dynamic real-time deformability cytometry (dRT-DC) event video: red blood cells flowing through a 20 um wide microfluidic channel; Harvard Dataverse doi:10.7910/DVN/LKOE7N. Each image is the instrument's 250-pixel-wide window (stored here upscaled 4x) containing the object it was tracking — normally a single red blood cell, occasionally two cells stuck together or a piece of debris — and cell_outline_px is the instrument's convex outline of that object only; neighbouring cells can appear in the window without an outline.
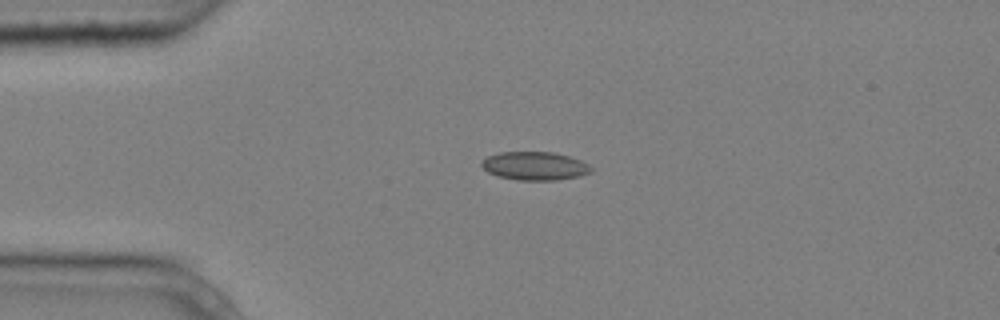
{"species": "common noctule bat (a hibernating species)", "species_latin": "Nyctalus noctula", "temperature_condition": "cold", "stored_images_in_passage": 6, "camera_frame_rate_fps": 3000, "um_per_image_px": 0.085, "animal": {"sex": "male", "body_mass_g": 20.4}, "frame": {"image": 1, "passage_image": 4, "time_ms": 1.0, "image_size_px": [1000, 320], "cell_outline_px": [[596, 168], [592, 172], [580, 176], [556, 180], [516, 180], [496, 176], [488, 172], [480, 164], [488, 156], [500, 152], [552, 152], [568, 156], [580, 160]], "centroid_in_image_um": [45.49, 14.11], "position_along_channel_um": 39.5, "area_um2": 18.21}}
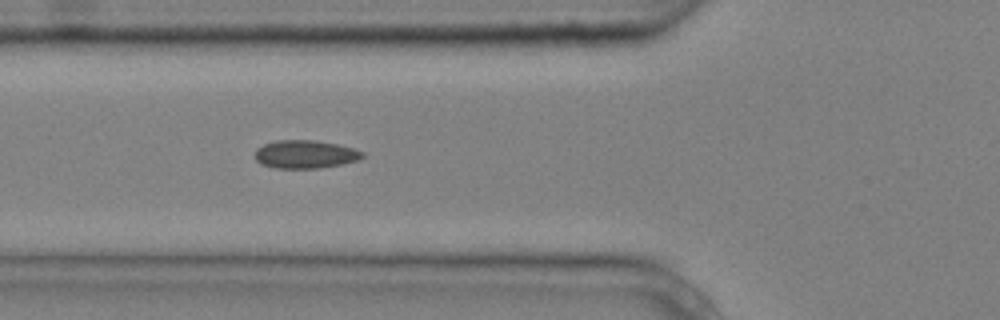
{"frame": {"image": 2, "passage_image": 6, "time_ms": 1.667, "image_size_px": [1000, 320], "cell_outline_px": [[364, 156], [360, 160], [320, 168], [272, 168], [260, 164], [256, 160], [256, 148], [264, 144], [276, 140], [316, 140], [336, 144], [352, 148], [364, 152]], "centroid_in_image_um": [25.93, 13.11], "position_along_channel_um": 99.9, "area_um2": 17.69}}